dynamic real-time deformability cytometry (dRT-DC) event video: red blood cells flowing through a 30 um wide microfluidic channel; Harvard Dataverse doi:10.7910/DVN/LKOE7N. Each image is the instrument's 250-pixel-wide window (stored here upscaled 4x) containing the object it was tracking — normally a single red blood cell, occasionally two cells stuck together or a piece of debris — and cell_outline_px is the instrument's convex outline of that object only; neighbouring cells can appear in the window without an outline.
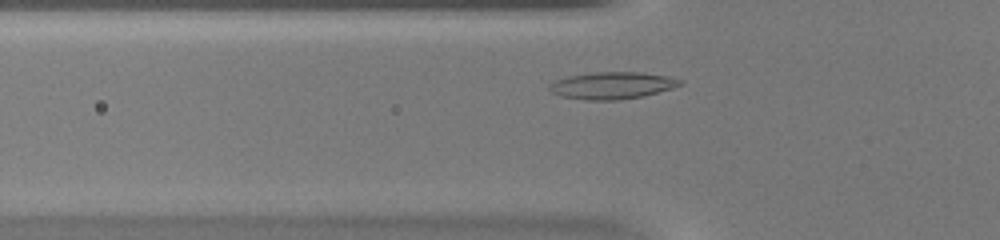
{"species": "common noctule bat (a hibernating species)", "species_latin": "Nyctalus noctula", "temperature_condition": "warm", "stored_images_in_passage": 37, "camera_frame_rate_fps": 3000, "um_per_image_px": 0.085, "animal": {"sex": "female", "body_mass_g": 20.0, "forearm_length_mm": 54.0}, "frame": {"image": 1, "passage_image": 5, "time_ms": 1.333, "image_size_px": [1000, 240], "cell_outline_px": [[684, 84], [672, 88], [644, 96], [620, 100], [588, 100], [560, 96], [552, 92], [548, 88], [548, 84], [556, 80], [568, 76], [596, 72], [640, 72], [668, 76], [684, 80]], "centroid_in_image_um": [52.06, 7.26], "position_along_channel_um": 73.7, "area_um2": 20.69}}
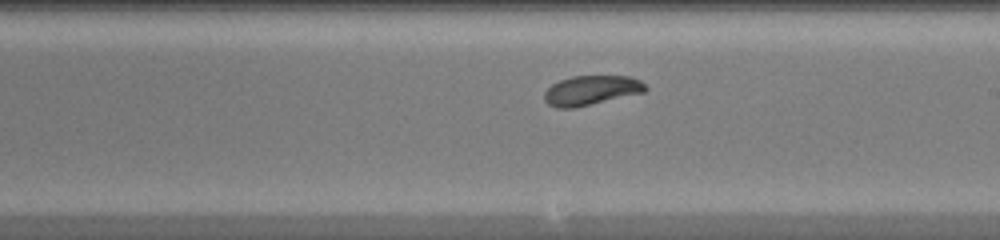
{"frame": {"image": 2, "passage_image": 17, "time_ms": 5.333, "image_size_px": [1000, 240], "cell_outline_px": [[648, 88], [644, 92], [572, 108], [556, 108], [548, 104], [544, 100], [544, 92], [552, 84], [560, 80], [572, 76], [628, 76], [640, 80]], "centroid_in_image_um": [50.22, 7.67], "position_along_channel_um": 238.8, "area_um2": 17.22}}
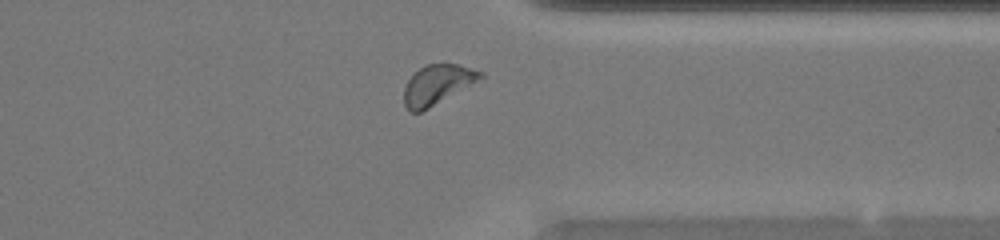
{"frame": {"image": 3, "passage_image": 27, "time_ms": 8.667, "image_size_px": [1000, 240], "cell_outline_px": [[484, 80], [420, 112], [408, 112], [404, 104], [404, 88], [408, 80], [420, 68], [428, 64], [460, 64], [484, 72]], "centroid_in_image_um": [37.25, 7.2], "position_along_channel_um": 374.2, "area_um2": 17.98}, "authors_computed_cell_mechanics": {"area_um2": 17.6868, "velocity_mm_per_s": 4.122, "shape_relaxation_time_tau1_ms": 2.6501, "shape_relaxation_time_tau2_ms": null, "deformation_change_tau1": 0.1147, "deformation_change_tau2": null}}